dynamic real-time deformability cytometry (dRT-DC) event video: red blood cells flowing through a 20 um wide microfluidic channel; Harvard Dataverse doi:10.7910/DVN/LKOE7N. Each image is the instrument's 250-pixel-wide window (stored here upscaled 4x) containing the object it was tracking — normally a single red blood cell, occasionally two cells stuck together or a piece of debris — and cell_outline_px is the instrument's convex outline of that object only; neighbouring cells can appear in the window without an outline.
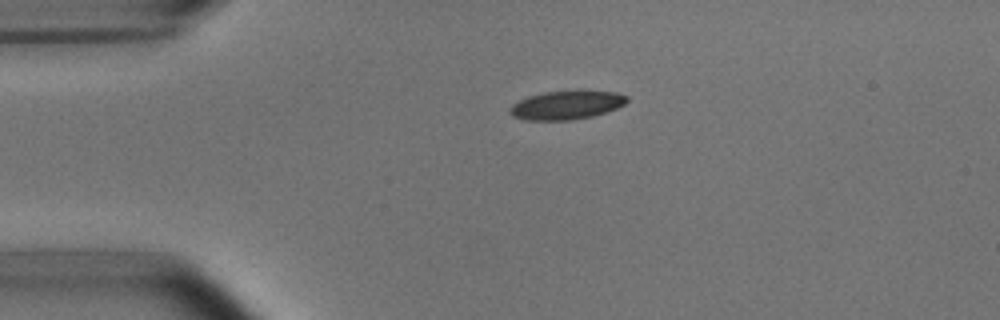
{"species": "common noctule bat (a hibernating species)", "species_latin": "Nyctalus noctula", "temperature_condition": "room temperature", "stored_images_in_passage": 2, "camera_frame_rate_fps": 3000, "um_per_image_px": 0.085, "animal": {"sex": "male", "body_mass_g": 15.6}, "frame": {"image": 1, "passage_image": 1, "time_ms": 0.0, "image_size_px": [1000, 320], "cell_outline_px": [[628, 100], [624, 104], [616, 108], [592, 116], [572, 120], [524, 120], [512, 116], [508, 112], [508, 108], [512, 104], [528, 96], [544, 92], [580, 88], [616, 92], [628, 96]], "centroid_in_image_um": [48.15, 8.89], "position_along_channel_um": 36.9, "area_um2": 20.23}}